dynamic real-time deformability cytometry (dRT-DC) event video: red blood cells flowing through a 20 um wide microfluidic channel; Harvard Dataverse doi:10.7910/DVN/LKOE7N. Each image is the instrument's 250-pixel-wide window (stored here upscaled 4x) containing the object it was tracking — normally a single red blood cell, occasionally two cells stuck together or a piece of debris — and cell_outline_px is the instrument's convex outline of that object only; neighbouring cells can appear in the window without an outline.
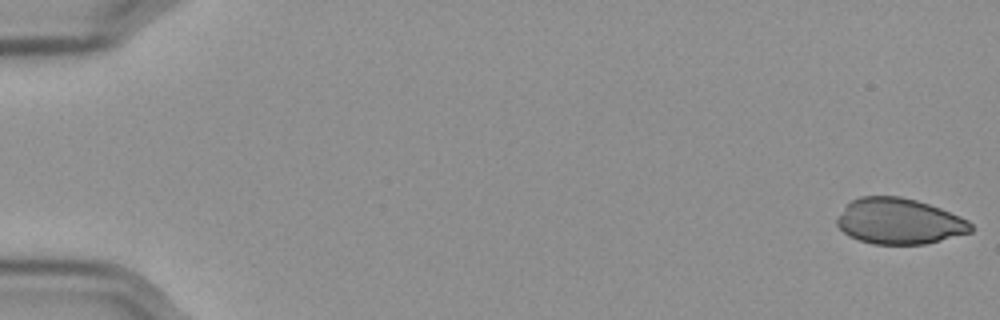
{"species": "Egyptian fruit bat (a non-hibernating species)", "species_latin": "Rousettus aegyptiacus", "temperature_condition": "cold", "stored_images_in_passage": 57, "camera_frame_rate_fps": 3000, "um_per_image_px": 0.085, "frame": {"image": 1, "passage_image": 1, "time_ms": 0.0, "image_size_px": [1000, 320], "cell_outline_px": [[972, 232], [924, 244], [872, 244], [848, 236], [836, 224], [836, 220], [844, 208], [852, 200], [860, 196], [900, 196], [916, 200], [940, 208], [960, 216], [968, 220], [972, 224]], "centroid_in_image_um": [76.43, 18.81], "position_along_channel_um": 8.6, "area_um2": 35.6}}